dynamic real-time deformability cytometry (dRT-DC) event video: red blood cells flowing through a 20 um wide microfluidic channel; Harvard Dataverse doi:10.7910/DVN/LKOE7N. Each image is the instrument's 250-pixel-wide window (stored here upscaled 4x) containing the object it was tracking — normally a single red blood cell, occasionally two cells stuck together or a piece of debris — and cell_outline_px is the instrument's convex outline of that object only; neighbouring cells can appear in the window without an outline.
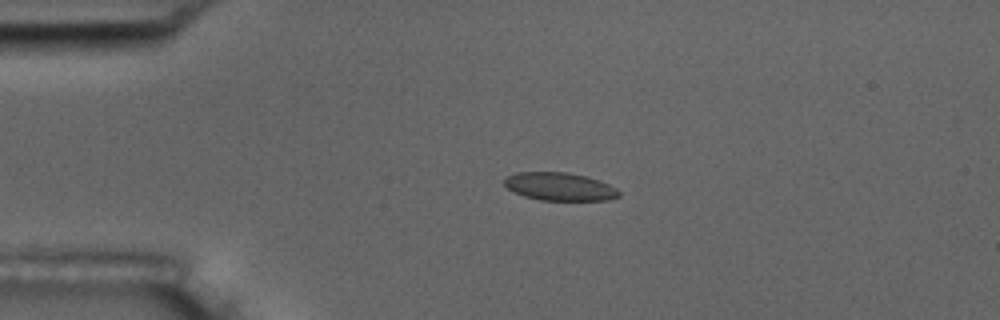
{"species": "common noctule bat (a hibernating species)", "species_latin": "Nyctalus noctula", "temperature_condition": "room temperature", "stored_images_in_passage": 4, "camera_frame_rate_fps": 3000, "um_per_image_px": 0.085, "animal": {"sex": "male", "body_mass_g": 17.5, "forearm_length_mm": 52.3}, "frame": {"image": 1, "passage_image": 3, "time_ms": 2.333, "image_size_px": [1000, 320], "cell_outline_px": [[620, 196], [608, 200], [540, 200], [524, 196], [508, 188], [504, 184], [504, 180], [508, 176], [516, 172], [568, 172], [600, 180], [616, 188], [620, 192]], "centroid_in_image_um": [47.59, 15.86], "position_along_channel_um": 37.4, "area_um2": 18.61}}